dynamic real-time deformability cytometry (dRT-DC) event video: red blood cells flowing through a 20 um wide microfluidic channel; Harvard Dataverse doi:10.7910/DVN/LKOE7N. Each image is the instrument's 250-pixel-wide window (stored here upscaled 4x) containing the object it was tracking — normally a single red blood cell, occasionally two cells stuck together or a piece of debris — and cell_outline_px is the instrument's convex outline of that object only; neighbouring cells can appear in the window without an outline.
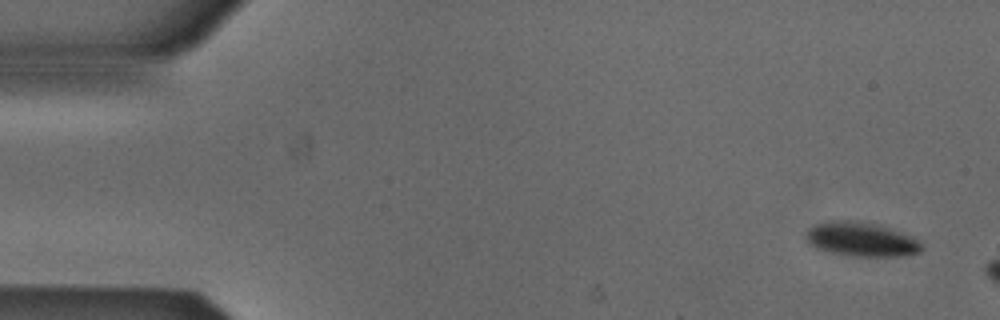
{"species": "Egyptian fruit bat (a non-hibernating species)", "species_latin": "Rousettus aegyptiacus", "temperature_condition": "cold", "stored_images_in_passage": 3, "camera_frame_rate_fps": 3000, "um_per_image_px": 0.085, "animal": {"sex": "male"}, "frame": {"image": 1, "passage_image": 1, "time_ms": 0.0, "image_size_px": [1000, 320], "cell_outline_px": [[924, 248], [920, 252], [908, 256], [852, 256], [832, 252], [816, 248], [804, 236], [808, 228], [816, 224], [828, 220], [860, 220], [880, 224], [912, 236]], "centroid_in_image_um": [73.22, 20.32], "position_along_channel_um": 11.8, "area_um2": 23.29}}